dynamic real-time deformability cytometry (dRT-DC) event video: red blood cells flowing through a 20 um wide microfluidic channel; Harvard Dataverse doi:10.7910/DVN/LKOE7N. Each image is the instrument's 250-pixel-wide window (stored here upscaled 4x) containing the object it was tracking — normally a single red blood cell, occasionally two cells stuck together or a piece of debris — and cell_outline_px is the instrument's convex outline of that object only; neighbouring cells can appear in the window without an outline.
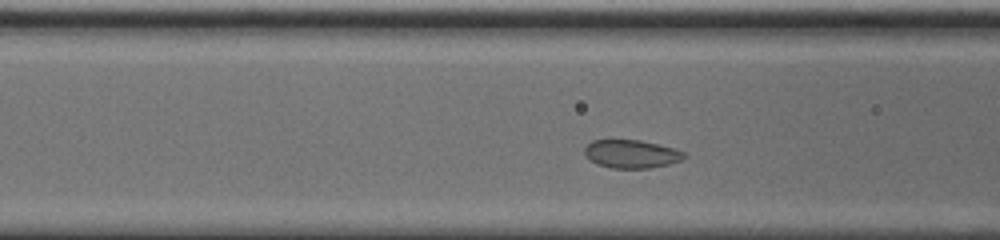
{"species": "common noctule bat (a hibernating species)", "species_latin": "Nyctalus noctula", "temperature_condition": "cold", "stored_images_in_passage": 39, "camera_frame_rate_fps": 3000, "um_per_image_px": 0.085, "animal": {"sex": "male", "body_mass_g": 20.0, "forearm_length_mm": 53.3}, "frame": {"image": 1, "passage_image": 14, "time_ms": 4.333, "image_size_px": [1000, 240], "cell_outline_px": [[688, 156], [680, 160], [668, 164], [652, 168], [612, 168], [596, 164], [584, 152], [584, 148], [592, 140], [640, 140], [672, 148], [684, 152]], "centroid_in_image_um": [53.67, 13.09], "position_along_channel_um": 112.9, "area_um2": 16.18}}
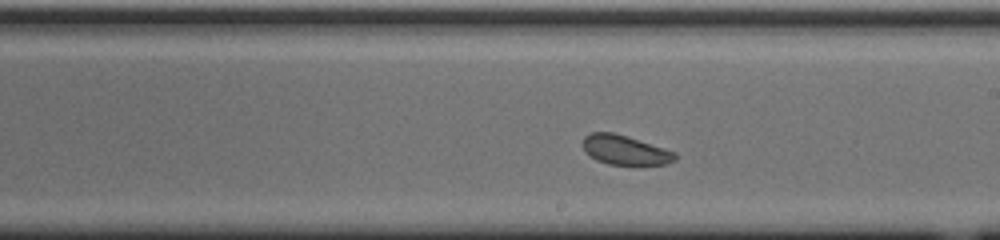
{"frame": {"image": 2, "passage_image": 24, "time_ms": 7.667, "image_size_px": [1000, 240], "cell_outline_px": [[676, 160], [664, 164], [608, 164], [596, 160], [584, 152], [584, 136], [592, 132], [612, 132], [628, 136], [676, 152]], "centroid_in_image_um": [53.11, 12.74], "position_along_channel_um": 235.9, "area_um2": 15.72}}
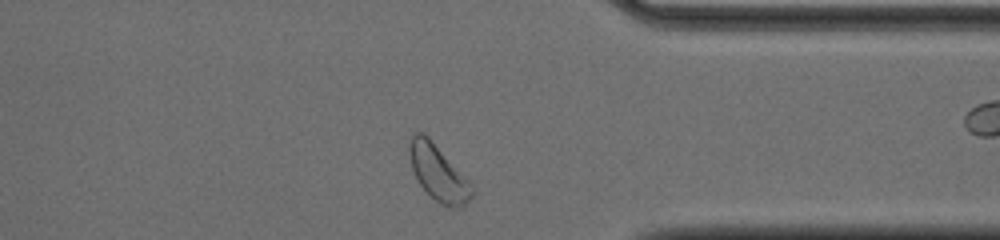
{"frame": {"image": 3, "passage_image": 36, "time_ms": 11.667, "image_size_px": [1000, 240], "cell_outline_px": [[472, 196], [464, 204], [448, 208], [440, 204], [420, 184], [412, 168], [408, 156], [408, 144], [412, 136], [416, 132], [424, 132], [428, 136], [468, 180], [472, 188]], "centroid_in_image_um": [37.2, 14.65], "position_along_channel_um": 374.2, "area_um2": 19.77}, "authors_computed_cell_mechanics": {"area_um2": 16.9354, "velocity_mm_per_s": 3.6975, "shape_relaxation_time_tau1_ms": 8.6428, "shape_relaxation_time_tau2_ms": null, "deformation_change_tau1": 0.0872, "deformation_change_tau2": null}}